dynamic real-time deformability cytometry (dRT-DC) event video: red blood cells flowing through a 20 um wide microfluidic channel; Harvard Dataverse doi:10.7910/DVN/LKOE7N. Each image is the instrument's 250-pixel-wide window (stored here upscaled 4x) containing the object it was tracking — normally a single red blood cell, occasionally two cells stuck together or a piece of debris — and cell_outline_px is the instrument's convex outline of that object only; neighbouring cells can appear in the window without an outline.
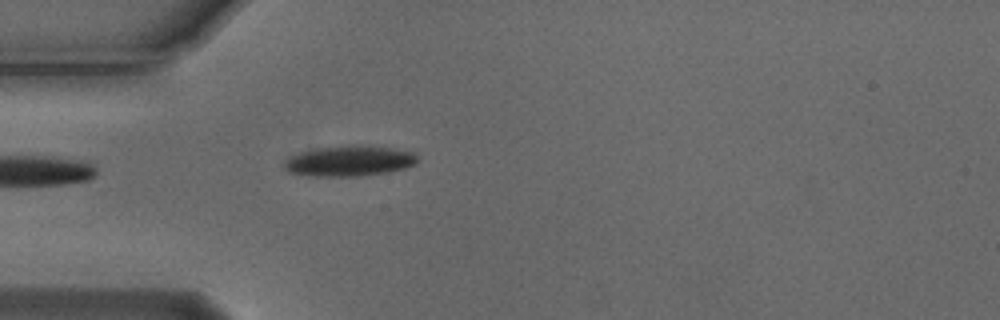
{"species": "Egyptian fruit bat (a non-hibernating species)", "species_latin": "Rousettus aegyptiacus", "temperature_condition": "cold", "stored_images_in_passage": 2, "camera_frame_rate_fps": 3000, "um_per_image_px": 0.085, "animal": {"sex": "male"}, "frame": {"image": 1, "passage_image": 2, "time_ms": 0.333, "image_size_px": [1000, 320], "cell_outline_px": [[416, 164], [404, 168], [388, 172], [360, 176], [312, 176], [288, 172], [284, 168], [284, 164], [292, 156], [300, 152], [316, 148], [348, 144], [388, 148], [412, 152], [416, 156]], "centroid_in_image_um": [29.67, 13.68], "position_along_channel_um": 55.3, "area_um2": 23.47}}